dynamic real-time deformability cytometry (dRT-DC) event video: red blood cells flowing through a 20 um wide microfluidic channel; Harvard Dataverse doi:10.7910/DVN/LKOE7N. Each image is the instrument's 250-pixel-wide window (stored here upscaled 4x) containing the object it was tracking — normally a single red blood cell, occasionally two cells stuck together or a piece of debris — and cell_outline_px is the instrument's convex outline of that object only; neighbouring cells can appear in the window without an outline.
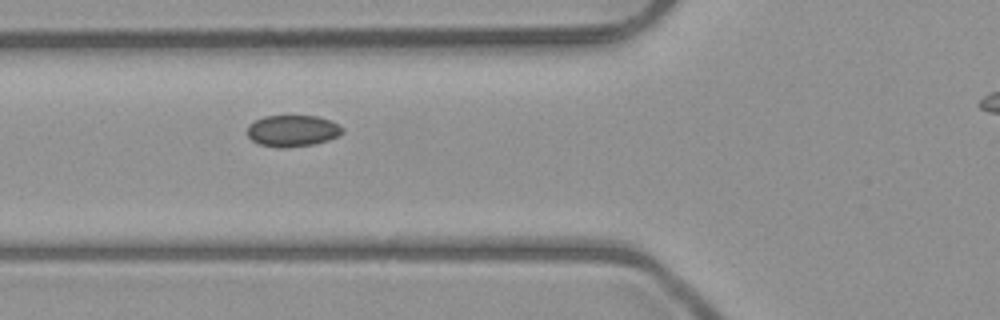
{"species": "common noctule bat (a hibernating species)", "species_latin": "Nyctalus noctula", "temperature_condition": "room temperature", "stored_images_in_passage": 9, "segment_of_instrument_passage": [1, 2], "camera_frame_rate_fps": 3000, "um_per_image_px": 0.085, "animal": {"sex": "male", "body_mass_g": 23.1, "forearm_length_mm": 52.7}, "frame": {"image": 1, "passage_image": 6, "time_ms": 6.667, "image_size_px": [1000, 320], "cell_outline_px": [[344, 132], [328, 140], [312, 144], [288, 148], [276, 148], [260, 144], [252, 140], [248, 136], [248, 124], [264, 116], [320, 116], [344, 128]], "centroid_in_image_um": [24.85, 11.12], "position_along_channel_um": 101.0, "area_um2": 17.4}}
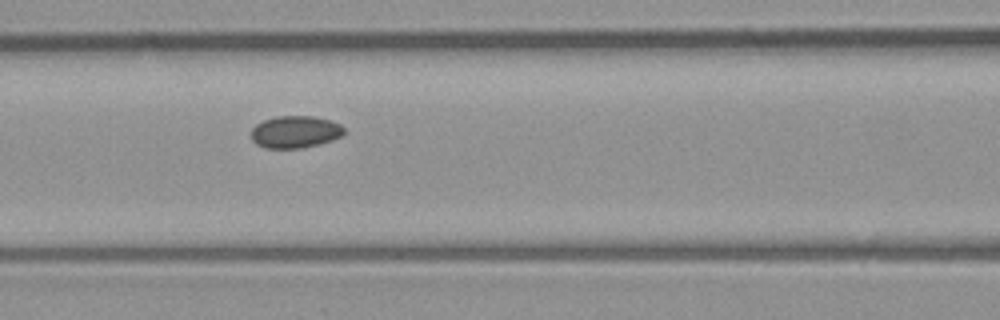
{"frame": {"image": 2, "passage_image": 7, "time_ms": 7.667, "image_size_px": [1000, 320], "cell_outline_px": [[344, 132], [340, 136], [332, 140], [300, 148], [264, 148], [256, 144], [252, 140], [252, 128], [256, 124], [264, 120], [276, 116], [312, 116], [328, 120], [340, 124], [344, 128]], "centroid_in_image_um": [25.06, 11.21], "position_along_channel_um": 141.5, "area_um2": 17.22}}
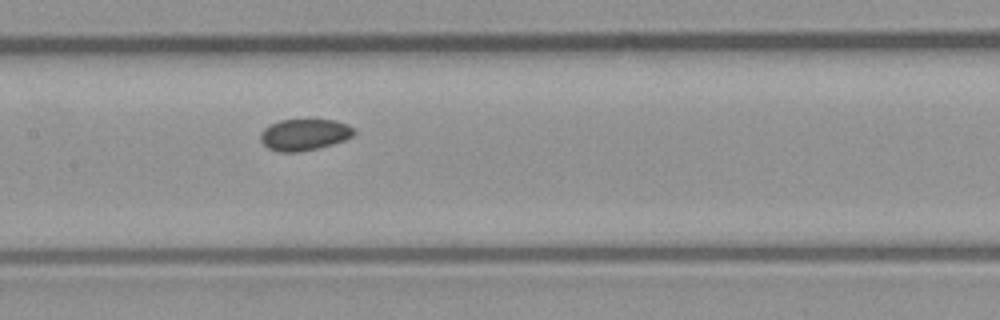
{"frame": {"image": 3, "passage_image": 8, "time_ms": 8.667, "image_size_px": [1000, 320], "cell_outline_px": [[356, 132], [352, 136], [344, 140], [332, 144], [316, 148], [296, 152], [280, 152], [268, 148], [260, 140], [260, 132], [268, 124], [280, 120], [336, 120], [348, 124], [356, 128]], "centroid_in_image_um": [25.87, 11.43], "position_along_channel_um": 181.5, "area_um2": 17.22}}